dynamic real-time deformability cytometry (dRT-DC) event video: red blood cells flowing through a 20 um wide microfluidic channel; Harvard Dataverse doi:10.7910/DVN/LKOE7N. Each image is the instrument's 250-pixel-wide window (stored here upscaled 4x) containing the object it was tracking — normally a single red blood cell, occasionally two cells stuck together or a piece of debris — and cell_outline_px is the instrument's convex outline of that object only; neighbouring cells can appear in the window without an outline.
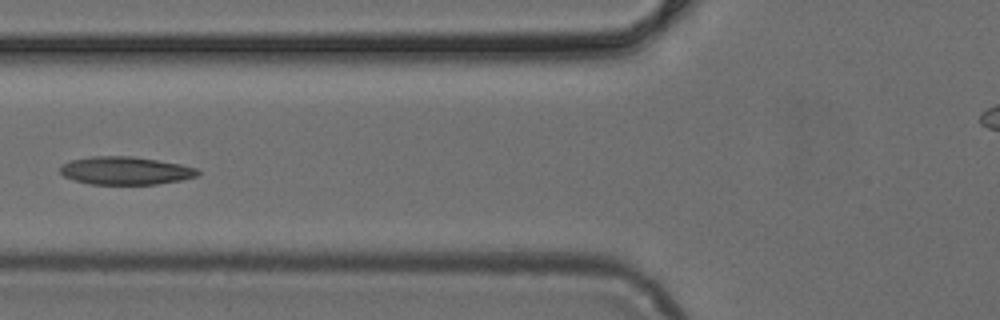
{"species": "common noctule bat (a hibernating species)", "species_latin": "Nyctalus noctula", "temperature_condition": "cold", "stored_images_in_passage": 6, "camera_frame_rate_fps": 3000, "um_per_image_px": 0.085, "animal": {"sex": "female", "body_mass_g": 24.6, "forearm_length_mm": 56.2}, "frame": {"image": 1, "passage_image": 6, "time_ms": 1.667, "image_size_px": [1000, 320], "cell_outline_px": [[200, 172], [196, 176], [180, 180], [156, 184], [88, 184], [64, 176], [60, 172], [60, 168], [64, 164], [72, 160], [92, 156], [132, 156], [180, 164], [196, 168]], "centroid_in_image_um": [10.66, 14.5], "position_along_channel_um": 115.1, "area_um2": 22.14}}